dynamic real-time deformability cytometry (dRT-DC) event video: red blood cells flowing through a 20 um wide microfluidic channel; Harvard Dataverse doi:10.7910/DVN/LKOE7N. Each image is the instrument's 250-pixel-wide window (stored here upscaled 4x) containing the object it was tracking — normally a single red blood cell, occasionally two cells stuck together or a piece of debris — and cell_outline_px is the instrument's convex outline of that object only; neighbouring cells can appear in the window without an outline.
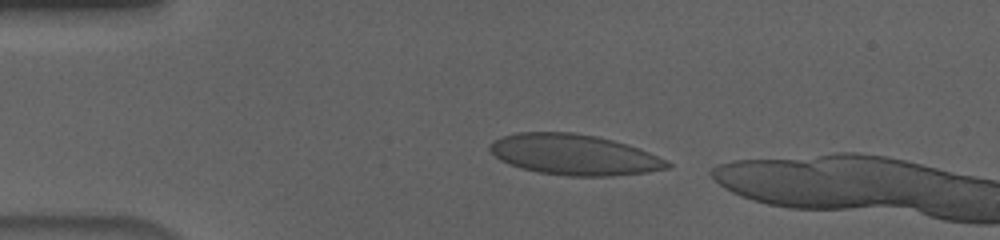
{"species": "human", "species_latin": "Homo sapiens", "temperature_condition": "cold", "stored_images_in_passage": 7, "camera_frame_rate_fps": 3000, "um_per_image_px": 0.085, "donor": {"sex": "male"}, "frame": {"image": 1, "passage_image": 2, "time_ms": 0.333, "image_size_px": [1000, 240], "cell_outline_px": [[672, 168], [648, 172], [612, 176], [568, 176], [540, 172], [520, 168], [508, 164], [500, 160], [488, 148], [488, 144], [504, 136], [520, 132], [572, 132], [596, 136], [612, 140], [640, 148], [668, 160], [672, 164]], "centroid_in_image_um": [48.84, 13.15], "position_along_channel_um": 36.2, "area_um2": 42.14}}